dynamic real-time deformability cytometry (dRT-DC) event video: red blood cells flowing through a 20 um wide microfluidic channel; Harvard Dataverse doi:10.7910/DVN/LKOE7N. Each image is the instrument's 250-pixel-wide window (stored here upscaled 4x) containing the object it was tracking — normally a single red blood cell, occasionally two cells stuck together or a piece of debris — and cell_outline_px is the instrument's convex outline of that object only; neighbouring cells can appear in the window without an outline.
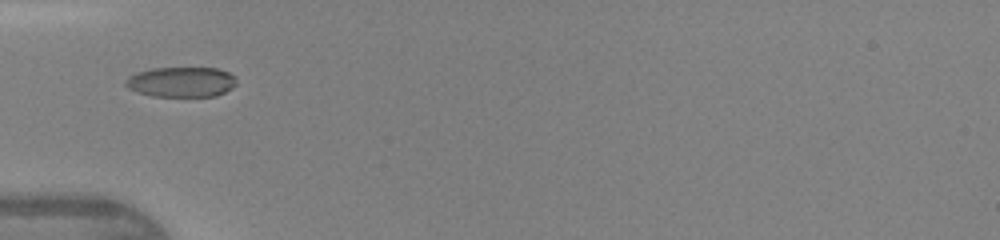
{"species": "human", "species_latin": "Homo sapiens", "temperature_condition": "warm", "stored_images_in_passage": 32, "camera_frame_rate_fps": 3000, "um_per_image_px": 0.085, "donor": {"sex": "female"}, "frame": {"image": 1, "passage_image": 1, "time_ms": 0.0, "image_size_px": [1000, 240], "cell_outline_px": [[236, 84], [232, 88], [216, 96], [152, 96], [136, 92], [128, 88], [124, 84], [124, 80], [128, 76], [136, 72], [152, 68], [216, 68], [228, 72], [236, 76]], "centroid_in_image_um": [15.39, 6.96], "position_along_channel_um": 69.6, "area_um2": 19.65}}
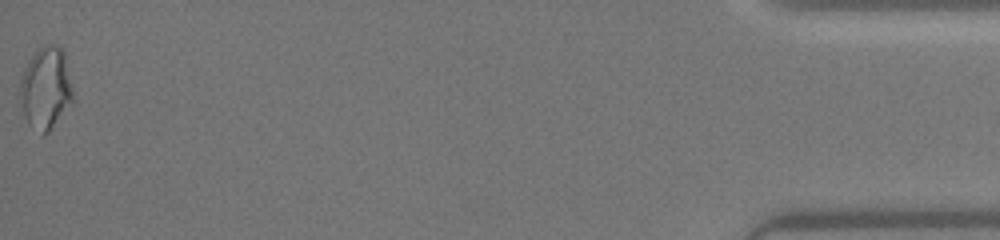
{"frame": {"image": 2, "passage_image": 32, "time_ms": 10.333, "image_size_px": [1000, 240], "cell_outline_px": [[72, 104], [48, 132], [44, 136], [40, 136], [28, 124], [24, 112], [20, 92], [20, 80], [24, 68], [28, 60], [36, 48], [48, 44], [60, 44], [64, 52], [72, 88]], "centroid_in_image_um": [3.89, 7.48], "position_along_channel_um": 431.3, "area_um2": 25.55}}